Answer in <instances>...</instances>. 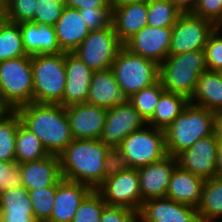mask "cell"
<instances>
[{
  "label": "cell",
  "instance_id": "1",
  "mask_svg": "<svg viewBox=\"0 0 222 222\" xmlns=\"http://www.w3.org/2000/svg\"><path fill=\"white\" fill-rule=\"evenodd\" d=\"M16 111L21 123L41 140L49 154L59 155L73 140L66 109L62 105L32 102Z\"/></svg>",
  "mask_w": 222,
  "mask_h": 222
},
{
  "label": "cell",
  "instance_id": "2",
  "mask_svg": "<svg viewBox=\"0 0 222 222\" xmlns=\"http://www.w3.org/2000/svg\"><path fill=\"white\" fill-rule=\"evenodd\" d=\"M109 148L100 139H73L58 155L62 178L96 190L104 181V159Z\"/></svg>",
  "mask_w": 222,
  "mask_h": 222
},
{
  "label": "cell",
  "instance_id": "3",
  "mask_svg": "<svg viewBox=\"0 0 222 222\" xmlns=\"http://www.w3.org/2000/svg\"><path fill=\"white\" fill-rule=\"evenodd\" d=\"M214 119L215 112L189 102L164 130L167 155L176 158L197 140L214 134Z\"/></svg>",
  "mask_w": 222,
  "mask_h": 222
},
{
  "label": "cell",
  "instance_id": "4",
  "mask_svg": "<svg viewBox=\"0 0 222 222\" xmlns=\"http://www.w3.org/2000/svg\"><path fill=\"white\" fill-rule=\"evenodd\" d=\"M207 71L204 50L168 55L159 65V80L165 91L185 95L195 92L198 78Z\"/></svg>",
  "mask_w": 222,
  "mask_h": 222
},
{
  "label": "cell",
  "instance_id": "5",
  "mask_svg": "<svg viewBox=\"0 0 222 222\" xmlns=\"http://www.w3.org/2000/svg\"><path fill=\"white\" fill-rule=\"evenodd\" d=\"M31 56L0 62V106L7 110L33 102Z\"/></svg>",
  "mask_w": 222,
  "mask_h": 222
},
{
  "label": "cell",
  "instance_id": "6",
  "mask_svg": "<svg viewBox=\"0 0 222 222\" xmlns=\"http://www.w3.org/2000/svg\"><path fill=\"white\" fill-rule=\"evenodd\" d=\"M33 74V102L63 101L66 87L65 52L31 56Z\"/></svg>",
  "mask_w": 222,
  "mask_h": 222
},
{
  "label": "cell",
  "instance_id": "7",
  "mask_svg": "<svg viewBox=\"0 0 222 222\" xmlns=\"http://www.w3.org/2000/svg\"><path fill=\"white\" fill-rule=\"evenodd\" d=\"M111 69L119 87L128 97L159 81V64L131 53L124 46L116 55Z\"/></svg>",
  "mask_w": 222,
  "mask_h": 222
},
{
  "label": "cell",
  "instance_id": "8",
  "mask_svg": "<svg viewBox=\"0 0 222 222\" xmlns=\"http://www.w3.org/2000/svg\"><path fill=\"white\" fill-rule=\"evenodd\" d=\"M117 148L133 169L147 166L167 156L164 130L147 124L126 136Z\"/></svg>",
  "mask_w": 222,
  "mask_h": 222
},
{
  "label": "cell",
  "instance_id": "9",
  "mask_svg": "<svg viewBox=\"0 0 222 222\" xmlns=\"http://www.w3.org/2000/svg\"><path fill=\"white\" fill-rule=\"evenodd\" d=\"M122 47L111 24L105 29L90 31L73 53L93 71H102L112 67Z\"/></svg>",
  "mask_w": 222,
  "mask_h": 222
},
{
  "label": "cell",
  "instance_id": "10",
  "mask_svg": "<svg viewBox=\"0 0 222 222\" xmlns=\"http://www.w3.org/2000/svg\"><path fill=\"white\" fill-rule=\"evenodd\" d=\"M217 26L210 20L182 13L172 27L168 55H177L195 50H204L210 35Z\"/></svg>",
  "mask_w": 222,
  "mask_h": 222
},
{
  "label": "cell",
  "instance_id": "11",
  "mask_svg": "<svg viewBox=\"0 0 222 222\" xmlns=\"http://www.w3.org/2000/svg\"><path fill=\"white\" fill-rule=\"evenodd\" d=\"M96 190L107 205L139 211L143 204L137 169L129 168L116 176L105 179Z\"/></svg>",
  "mask_w": 222,
  "mask_h": 222
},
{
  "label": "cell",
  "instance_id": "12",
  "mask_svg": "<svg viewBox=\"0 0 222 222\" xmlns=\"http://www.w3.org/2000/svg\"><path fill=\"white\" fill-rule=\"evenodd\" d=\"M219 143L215 134L197 140L176 157L177 165L204 180L217 176Z\"/></svg>",
  "mask_w": 222,
  "mask_h": 222
},
{
  "label": "cell",
  "instance_id": "13",
  "mask_svg": "<svg viewBox=\"0 0 222 222\" xmlns=\"http://www.w3.org/2000/svg\"><path fill=\"white\" fill-rule=\"evenodd\" d=\"M147 123L139 112L128 102L107 110L106 121L100 140L110 148H117L123 139Z\"/></svg>",
  "mask_w": 222,
  "mask_h": 222
},
{
  "label": "cell",
  "instance_id": "14",
  "mask_svg": "<svg viewBox=\"0 0 222 222\" xmlns=\"http://www.w3.org/2000/svg\"><path fill=\"white\" fill-rule=\"evenodd\" d=\"M172 27L145 26L123 46L131 53L161 64L168 56Z\"/></svg>",
  "mask_w": 222,
  "mask_h": 222
},
{
  "label": "cell",
  "instance_id": "15",
  "mask_svg": "<svg viewBox=\"0 0 222 222\" xmlns=\"http://www.w3.org/2000/svg\"><path fill=\"white\" fill-rule=\"evenodd\" d=\"M73 139H100L107 109L79 103L65 107Z\"/></svg>",
  "mask_w": 222,
  "mask_h": 222
},
{
  "label": "cell",
  "instance_id": "16",
  "mask_svg": "<svg viewBox=\"0 0 222 222\" xmlns=\"http://www.w3.org/2000/svg\"><path fill=\"white\" fill-rule=\"evenodd\" d=\"M139 211L141 222H201L197 208L166 197L144 201Z\"/></svg>",
  "mask_w": 222,
  "mask_h": 222
},
{
  "label": "cell",
  "instance_id": "17",
  "mask_svg": "<svg viewBox=\"0 0 222 222\" xmlns=\"http://www.w3.org/2000/svg\"><path fill=\"white\" fill-rule=\"evenodd\" d=\"M65 71L66 87L60 105L86 103L94 71L73 52H65Z\"/></svg>",
  "mask_w": 222,
  "mask_h": 222
},
{
  "label": "cell",
  "instance_id": "18",
  "mask_svg": "<svg viewBox=\"0 0 222 222\" xmlns=\"http://www.w3.org/2000/svg\"><path fill=\"white\" fill-rule=\"evenodd\" d=\"M176 165L177 159L171 155H167L160 161L137 169L143 202L166 196L167 188Z\"/></svg>",
  "mask_w": 222,
  "mask_h": 222
},
{
  "label": "cell",
  "instance_id": "19",
  "mask_svg": "<svg viewBox=\"0 0 222 222\" xmlns=\"http://www.w3.org/2000/svg\"><path fill=\"white\" fill-rule=\"evenodd\" d=\"M93 189L88 185L62 178L56 185V195L47 222H72L79 204Z\"/></svg>",
  "mask_w": 222,
  "mask_h": 222
},
{
  "label": "cell",
  "instance_id": "20",
  "mask_svg": "<svg viewBox=\"0 0 222 222\" xmlns=\"http://www.w3.org/2000/svg\"><path fill=\"white\" fill-rule=\"evenodd\" d=\"M128 102L129 97L119 87L111 68L93 72L86 103L108 110Z\"/></svg>",
  "mask_w": 222,
  "mask_h": 222
},
{
  "label": "cell",
  "instance_id": "21",
  "mask_svg": "<svg viewBox=\"0 0 222 222\" xmlns=\"http://www.w3.org/2000/svg\"><path fill=\"white\" fill-rule=\"evenodd\" d=\"M19 166L23 186L27 190L57 185L62 179L58 155L50 154L37 161L20 163Z\"/></svg>",
  "mask_w": 222,
  "mask_h": 222
},
{
  "label": "cell",
  "instance_id": "22",
  "mask_svg": "<svg viewBox=\"0 0 222 222\" xmlns=\"http://www.w3.org/2000/svg\"><path fill=\"white\" fill-rule=\"evenodd\" d=\"M111 24L124 45L132 36L147 26V2L113 6Z\"/></svg>",
  "mask_w": 222,
  "mask_h": 222
},
{
  "label": "cell",
  "instance_id": "23",
  "mask_svg": "<svg viewBox=\"0 0 222 222\" xmlns=\"http://www.w3.org/2000/svg\"><path fill=\"white\" fill-rule=\"evenodd\" d=\"M23 47L27 55L59 54L54 26L44 23L24 22L19 24Z\"/></svg>",
  "mask_w": 222,
  "mask_h": 222
},
{
  "label": "cell",
  "instance_id": "24",
  "mask_svg": "<svg viewBox=\"0 0 222 222\" xmlns=\"http://www.w3.org/2000/svg\"><path fill=\"white\" fill-rule=\"evenodd\" d=\"M78 9L65 6L54 25L59 47L63 52H73L90 33Z\"/></svg>",
  "mask_w": 222,
  "mask_h": 222
},
{
  "label": "cell",
  "instance_id": "25",
  "mask_svg": "<svg viewBox=\"0 0 222 222\" xmlns=\"http://www.w3.org/2000/svg\"><path fill=\"white\" fill-rule=\"evenodd\" d=\"M205 180L176 165L168 188L166 198L197 208Z\"/></svg>",
  "mask_w": 222,
  "mask_h": 222
},
{
  "label": "cell",
  "instance_id": "26",
  "mask_svg": "<svg viewBox=\"0 0 222 222\" xmlns=\"http://www.w3.org/2000/svg\"><path fill=\"white\" fill-rule=\"evenodd\" d=\"M1 222H36L29 191L20 186L0 192Z\"/></svg>",
  "mask_w": 222,
  "mask_h": 222
},
{
  "label": "cell",
  "instance_id": "27",
  "mask_svg": "<svg viewBox=\"0 0 222 222\" xmlns=\"http://www.w3.org/2000/svg\"><path fill=\"white\" fill-rule=\"evenodd\" d=\"M190 103L212 112L222 111V77L217 71H205L198 78Z\"/></svg>",
  "mask_w": 222,
  "mask_h": 222
},
{
  "label": "cell",
  "instance_id": "28",
  "mask_svg": "<svg viewBox=\"0 0 222 222\" xmlns=\"http://www.w3.org/2000/svg\"><path fill=\"white\" fill-rule=\"evenodd\" d=\"M189 99L182 94L164 91L147 125L165 130L184 110Z\"/></svg>",
  "mask_w": 222,
  "mask_h": 222
},
{
  "label": "cell",
  "instance_id": "29",
  "mask_svg": "<svg viewBox=\"0 0 222 222\" xmlns=\"http://www.w3.org/2000/svg\"><path fill=\"white\" fill-rule=\"evenodd\" d=\"M197 211L201 222H220L222 219V177L215 176L205 180Z\"/></svg>",
  "mask_w": 222,
  "mask_h": 222
},
{
  "label": "cell",
  "instance_id": "30",
  "mask_svg": "<svg viewBox=\"0 0 222 222\" xmlns=\"http://www.w3.org/2000/svg\"><path fill=\"white\" fill-rule=\"evenodd\" d=\"M50 155L41 140L21 122L15 139V162L17 164L43 159Z\"/></svg>",
  "mask_w": 222,
  "mask_h": 222
},
{
  "label": "cell",
  "instance_id": "31",
  "mask_svg": "<svg viewBox=\"0 0 222 222\" xmlns=\"http://www.w3.org/2000/svg\"><path fill=\"white\" fill-rule=\"evenodd\" d=\"M20 122L16 110L0 112V161H15V139Z\"/></svg>",
  "mask_w": 222,
  "mask_h": 222
},
{
  "label": "cell",
  "instance_id": "32",
  "mask_svg": "<svg viewBox=\"0 0 222 222\" xmlns=\"http://www.w3.org/2000/svg\"><path fill=\"white\" fill-rule=\"evenodd\" d=\"M28 56L23 47L20 26L5 20L0 25V62Z\"/></svg>",
  "mask_w": 222,
  "mask_h": 222
},
{
  "label": "cell",
  "instance_id": "33",
  "mask_svg": "<svg viewBox=\"0 0 222 222\" xmlns=\"http://www.w3.org/2000/svg\"><path fill=\"white\" fill-rule=\"evenodd\" d=\"M182 12L170 0H149L147 2V25L152 27H173Z\"/></svg>",
  "mask_w": 222,
  "mask_h": 222
},
{
  "label": "cell",
  "instance_id": "34",
  "mask_svg": "<svg viewBox=\"0 0 222 222\" xmlns=\"http://www.w3.org/2000/svg\"><path fill=\"white\" fill-rule=\"evenodd\" d=\"M165 91L161 81L136 92L129 97V103L139 112L147 123L153 116L161 94Z\"/></svg>",
  "mask_w": 222,
  "mask_h": 222
},
{
  "label": "cell",
  "instance_id": "35",
  "mask_svg": "<svg viewBox=\"0 0 222 222\" xmlns=\"http://www.w3.org/2000/svg\"><path fill=\"white\" fill-rule=\"evenodd\" d=\"M28 191L36 222H47L54 206L56 185Z\"/></svg>",
  "mask_w": 222,
  "mask_h": 222
},
{
  "label": "cell",
  "instance_id": "36",
  "mask_svg": "<svg viewBox=\"0 0 222 222\" xmlns=\"http://www.w3.org/2000/svg\"><path fill=\"white\" fill-rule=\"evenodd\" d=\"M106 203L97 190H92L79 204L72 222H100Z\"/></svg>",
  "mask_w": 222,
  "mask_h": 222
},
{
  "label": "cell",
  "instance_id": "37",
  "mask_svg": "<svg viewBox=\"0 0 222 222\" xmlns=\"http://www.w3.org/2000/svg\"><path fill=\"white\" fill-rule=\"evenodd\" d=\"M38 0H5V18L12 23L33 21Z\"/></svg>",
  "mask_w": 222,
  "mask_h": 222
},
{
  "label": "cell",
  "instance_id": "38",
  "mask_svg": "<svg viewBox=\"0 0 222 222\" xmlns=\"http://www.w3.org/2000/svg\"><path fill=\"white\" fill-rule=\"evenodd\" d=\"M64 7V0H38L32 22L54 26Z\"/></svg>",
  "mask_w": 222,
  "mask_h": 222
},
{
  "label": "cell",
  "instance_id": "39",
  "mask_svg": "<svg viewBox=\"0 0 222 222\" xmlns=\"http://www.w3.org/2000/svg\"><path fill=\"white\" fill-rule=\"evenodd\" d=\"M204 52L207 70H222V27H217L210 35Z\"/></svg>",
  "mask_w": 222,
  "mask_h": 222
},
{
  "label": "cell",
  "instance_id": "40",
  "mask_svg": "<svg viewBox=\"0 0 222 222\" xmlns=\"http://www.w3.org/2000/svg\"><path fill=\"white\" fill-rule=\"evenodd\" d=\"M90 31L105 29L111 25L112 7L84 8L79 10Z\"/></svg>",
  "mask_w": 222,
  "mask_h": 222
},
{
  "label": "cell",
  "instance_id": "41",
  "mask_svg": "<svg viewBox=\"0 0 222 222\" xmlns=\"http://www.w3.org/2000/svg\"><path fill=\"white\" fill-rule=\"evenodd\" d=\"M23 186L19 164L15 161H0V192Z\"/></svg>",
  "mask_w": 222,
  "mask_h": 222
},
{
  "label": "cell",
  "instance_id": "42",
  "mask_svg": "<svg viewBox=\"0 0 222 222\" xmlns=\"http://www.w3.org/2000/svg\"><path fill=\"white\" fill-rule=\"evenodd\" d=\"M192 14L222 27V0H198Z\"/></svg>",
  "mask_w": 222,
  "mask_h": 222
},
{
  "label": "cell",
  "instance_id": "43",
  "mask_svg": "<svg viewBox=\"0 0 222 222\" xmlns=\"http://www.w3.org/2000/svg\"><path fill=\"white\" fill-rule=\"evenodd\" d=\"M100 222H141L140 211L106 204Z\"/></svg>",
  "mask_w": 222,
  "mask_h": 222
},
{
  "label": "cell",
  "instance_id": "44",
  "mask_svg": "<svg viewBox=\"0 0 222 222\" xmlns=\"http://www.w3.org/2000/svg\"><path fill=\"white\" fill-rule=\"evenodd\" d=\"M130 167L118 148H109L104 159V180L116 176Z\"/></svg>",
  "mask_w": 222,
  "mask_h": 222
},
{
  "label": "cell",
  "instance_id": "45",
  "mask_svg": "<svg viewBox=\"0 0 222 222\" xmlns=\"http://www.w3.org/2000/svg\"><path fill=\"white\" fill-rule=\"evenodd\" d=\"M64 5L75 9L112 7L110 0H64Z\"/></svg>",
  "mask_w": 222,
  "mask_h": 222
},
{
  "label": "cell",
  "instance_id": "46",
  "mask_svg": "<svg viewBox=\"0 0 222 222\" xmlns=\"http://www.w3.org/2000/svg\"><path fill=\"white\" fill-rule=\"evenodd\" d=\"M182 13H192L198 0H170Z\"/></svg>",
  "mask_w": 222,
  "mask_h": 222
},
{
  "label": "cell",
  "instance_id": "47",
  "mask_svg": "<svg viewBox=\"0 0 222 222\" xmlns=\"http://www.w3.org/2000/svg\"><path fill=\"white\" fill-rule=\"evenodd\" d=\"M214 134L219 142H222V111L215 113Z\"/></svg>",
  "mask_w": 222,
  "mask_h": 222
},
{
  "label": "cell",
  "instance_id": "48",
  "mask_svg": "<svg viewBox=\"0 0 222 222\" xmlns=\"http://www.w3.org/2000/svg\"><path fill=\"white\" fill-rule=\"evenodd\" d=\"M217 176L222 177V142L219 143L218 161H217Z\"/></svg>",
  "mask_w": 222,
  "mask_h": 222
},
{
  "label": "cell",
  "instance_id": "49",
  "mask_svg": "<svg viewBox=\"0 0 222 222\" xmlns=\"http://www.w3.org/2000/svg\"><path fill=\"white\" fill-rule=\"evenodd\" d=\"M149 0H110L112 7L134 2H148Z\"/></svg>",
  "mask_w": 222,
  "mask_h": 222
},
{
  "label": "cell",
  "instance_id": "50",
  "mask_svg": "<svg viewBox=\"0 0 222 222\" xmlns=\"http://www.w3.org/2000/svg\"><path fill=\"white\" fill-rule=\"evenodd\" d=\"M0 17H5V0H0Z\"/></svg>",
  "mask_w": 222,
  "mask_h": 222
},
{
  "label": "cell",
  "instance_id": "51",
  "mask_svg": "<svg viewBox=\"0 0 222 222\" xmlns=\"http://www.w3.org/2000/svg\"><path fill=\"white\" fill-rule=\"evenodd\" d=\"M6 20L5 17H0V25Z\"/></svg>",
  "mask_w": 222,
  "mask_h": 222
}]
</instances>
